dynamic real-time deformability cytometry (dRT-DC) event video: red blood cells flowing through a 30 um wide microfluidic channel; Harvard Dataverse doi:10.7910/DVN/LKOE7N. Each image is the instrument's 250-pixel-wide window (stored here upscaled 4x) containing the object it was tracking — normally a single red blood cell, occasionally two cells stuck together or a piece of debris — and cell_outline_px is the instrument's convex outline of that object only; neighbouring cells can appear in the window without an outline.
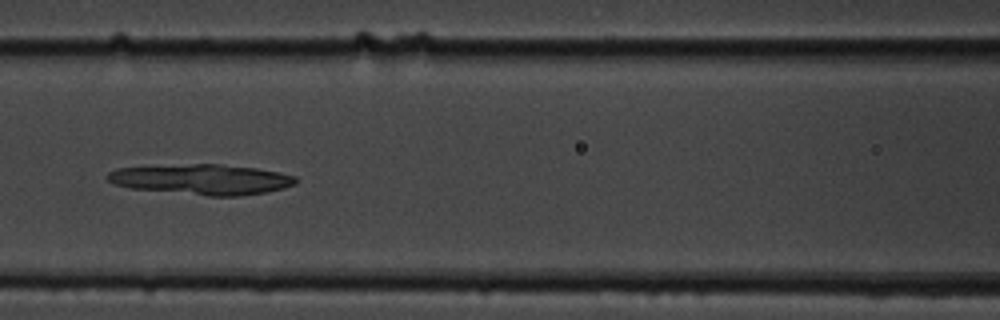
{"species": "common noctule bat (a hibernating species)", "species_latin": "Nyctalus noctula", "temperature_condition": "cold", "stored_images_in_passage": 9, "camera_frame_rate_fps": 3000, "um_per_image_px": 0.085, "animal": {"sex": "male", "body_mass_g": 19.5, "forearm_length_mm": 54.6}, "frame": {"image": 1, "passage_image": 7, "time_ms": 8.0, "image_size_px": [1000, 320], "cell_outline_px": [[296, 184], [284, 188], [268, 192], [240, 196], [208, 196], [128, 188], [112, 184], [104, 176], [108, 172], [116, 168], [192, 164], [220, 164], [256, 168], [280, 172], [296, 176]], "centroid_in_image_um": [17.13, 15.26], "position_along_channel_um": 149.5, "area_um2": 33.58}}
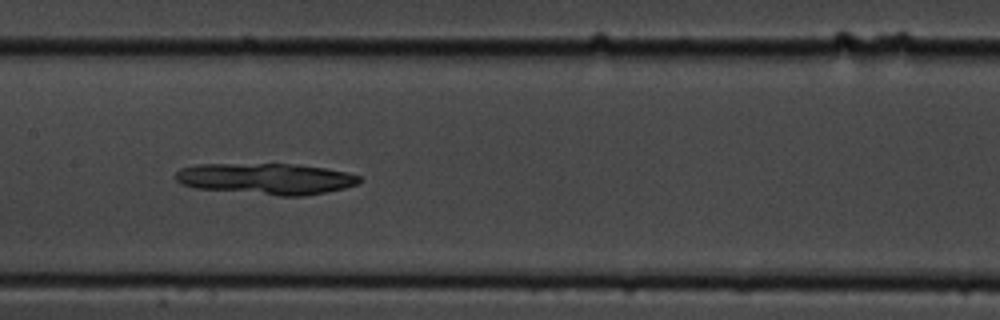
{"frame": {"image": 2, "passage_image": 8, "time_ms": 9.0, "image_size_px": [1000, 320], "cell_outline_px": [[360, 184], [344, 188], [304, 196], [280, 196], [196, 188], [180, 184], [176, 180], [176, 172], [180, 168], [196, 164], [300, 164], [348, 172], [360, 176]], "centroid_in_image_um": [22.62, 15.19], "position_along_channel_um": 184.8, "area_um2": 33.58}}